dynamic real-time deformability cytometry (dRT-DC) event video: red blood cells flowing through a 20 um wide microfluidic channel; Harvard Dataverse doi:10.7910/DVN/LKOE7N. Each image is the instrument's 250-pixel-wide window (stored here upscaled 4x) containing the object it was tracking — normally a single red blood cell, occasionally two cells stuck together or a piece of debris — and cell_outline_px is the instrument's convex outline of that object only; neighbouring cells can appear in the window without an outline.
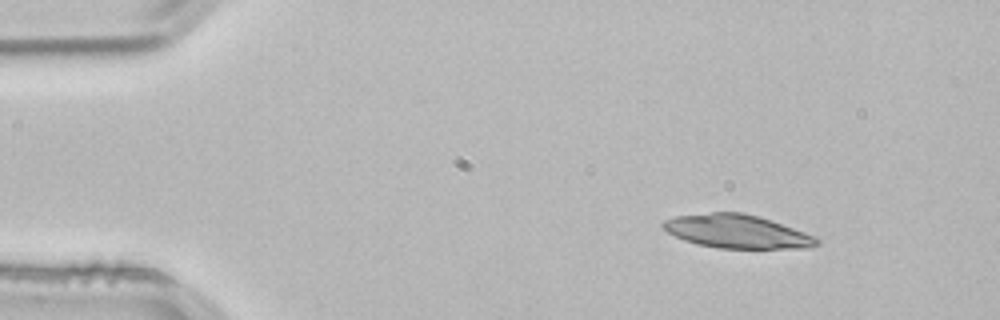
{"species": "common noctule bat (a hibernating species)", "species_latin": "Nyctalus noctula", "temperature_condition": "room temperature", "stored_images_in_passage": 47, "camera_frame_rate_fps": 3000, "um_per_image_px": 0.085, "animal": {"sex": "male", "body_mass_g": 21.5, "forearm_length_mm": 52.0}, "frame": {"image": 1, "passage_image": 1, "time_ms": 0.0, "image_size_px": [1000, 320], "cell_outline_px": [[820, 244], [804, 248], [716, 248], [696, 244], [684, 240], [668, 232], [660, 224], [664, 220], [676, 216], [712, 212], [744, 212], [760, 216], [772, 220], [816, 236], [820, 240]], "centroid_in_image_um": [62.66, 19.67], "position_along_channel_um": 22.3, "area_um2": 30.11}}